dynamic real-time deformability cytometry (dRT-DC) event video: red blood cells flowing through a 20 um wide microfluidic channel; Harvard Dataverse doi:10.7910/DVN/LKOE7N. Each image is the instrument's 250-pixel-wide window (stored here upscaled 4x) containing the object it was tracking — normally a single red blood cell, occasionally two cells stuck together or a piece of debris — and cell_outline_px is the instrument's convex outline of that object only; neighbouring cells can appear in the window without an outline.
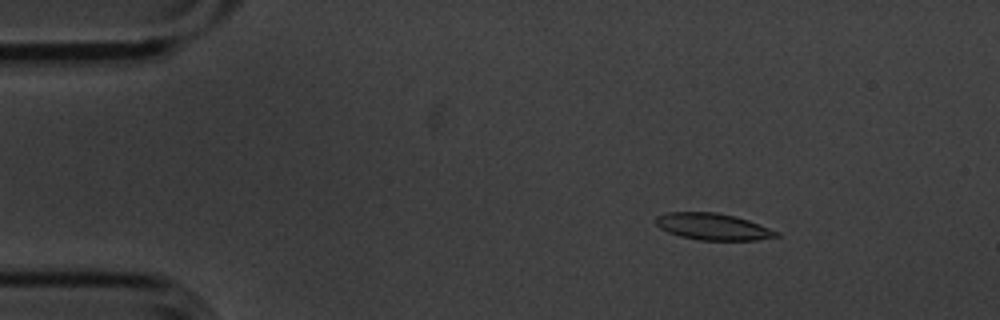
{"species": "common noctule bat (a hibernating species)", "species_latin": "Nyctalus noctula", "temperature_condition": "cold", "stored_images_in_passage": 4, "camera_frame_rate_fps": 3000, "um_per_image_px": 0.085, "animal": {"sex": "male", "body_mass_g": 20.1, "forearm_length_mm": 53.5}, "frame": {"image": 1, "passage_image": 1, "time_ms": 0.0, "image_size_px": [1000, 320], "cell_outline_px": [[780, 236], [756, 240], [700, 240], [680, 236], [668, 232], [660, 228], [656, 224], [656, 216], [668, 212], [716, 212], [748, 220], [780, 232]], "centroid_in_image_um": [60.6, 19.27], "position_along_channel_um": 24.4, "area_um2": 18.61}}